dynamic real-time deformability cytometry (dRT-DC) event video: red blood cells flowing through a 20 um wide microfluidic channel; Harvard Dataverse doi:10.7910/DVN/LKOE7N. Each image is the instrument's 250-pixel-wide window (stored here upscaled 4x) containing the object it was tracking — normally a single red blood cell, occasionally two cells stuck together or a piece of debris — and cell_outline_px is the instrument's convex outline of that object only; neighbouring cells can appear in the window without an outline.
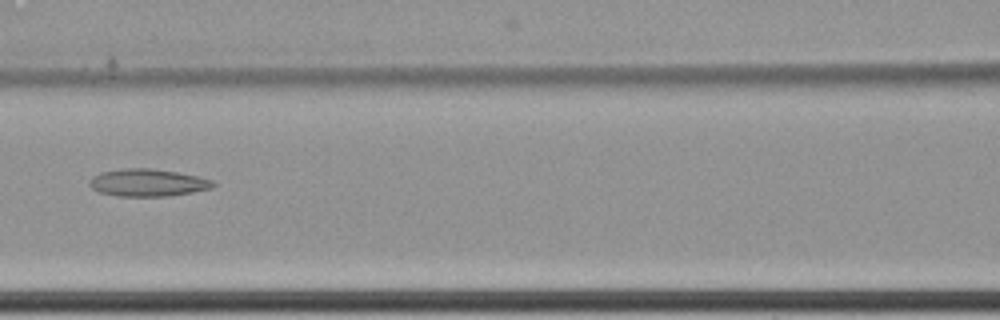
{"species": "common noctule bat (a hibernating species)", "species_latin": "Nyctalus noctula", "temperature_condition": "cold", "stored_images_in_passage": 9, "camera_frame_rate_fps": 3000, "um_per_image_px": 0.085, "animal": {"sex": "female", "body_mass_g": 22.7, "forearm_length_mm": 54.2}, "frame": {"image": 1, "passage_image": 8, "time_ms": 2.333, "image_size_px": [1000, 320], "cell_outline_px": [[216, 184], [212, 188], [192, 192], [168, 196], [116, 196], [100, 192], [92, 188], [88, 184], [88, 180], [92, 176], [100, 172], [124, 168], [152, 168], [176, 172], [196, 176], [212, 180]], "centroid_in_image_um": [12.52, 15.52], "position_along_channel_um": 154.1, "area_um2": 19.77}}
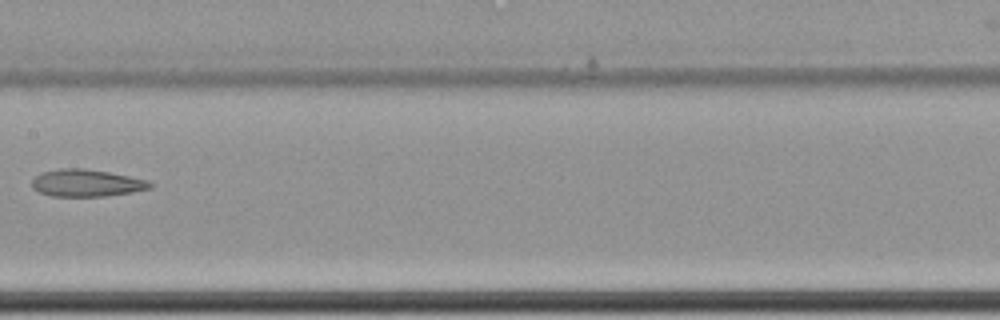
{"frame": {"image": 2, "passage_image": 9, "time_ms": 2.667, "image_size_px": [1000, 320], "cell_outline_px": [[152, 188], [132, 192], [104, 196], [52, 196], [40, 192], [32, 188], [32, 180], [36, 176], [44, 172], [60, 168], [84, 168], [108, 172], [148, 180], [152, 184]], "centroid_in_image_um": [7.36, 15.55], "position_along_channel_um": 200.0, "area_um2": 18.55}}